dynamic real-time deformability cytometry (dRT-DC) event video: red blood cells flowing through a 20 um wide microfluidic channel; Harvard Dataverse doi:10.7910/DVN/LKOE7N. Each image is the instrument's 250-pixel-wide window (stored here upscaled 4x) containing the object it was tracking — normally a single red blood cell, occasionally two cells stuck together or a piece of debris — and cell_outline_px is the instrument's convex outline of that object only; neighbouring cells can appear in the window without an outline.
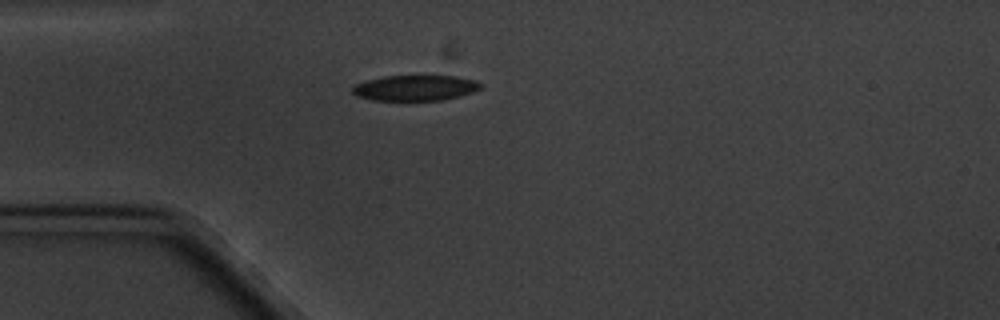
{"species": "common noctule bat (a hibernating species)", "species_latin": "Nyctalus noctula", "temperature_condition": "cold", "stored_images_in_passage": 5, "camera_frame_rate_fps": 3000, "um_per_image_px": 0.085, "animal": {"sex": "male", "body_mass_g": 20.1, "forearm_length_mm": 53.5}, "frame": {"image": 1, "passage_image": 1, "time_ms": 0.0, "image_size_px": [1000, 320], "cell_outline_px": [[480, 88], [472, 92], [460, 96], [440, 100], [372, 100], [356, 96], [352, 92], [352, 88], [356, 84], [364, 80], [384, 76], [456, 76], [476, 80], [480, 84]], "centroid_in_image_um": [35.25, 7.47], "position_along_channel_um": 49.7, "area_um2": 19.02}}